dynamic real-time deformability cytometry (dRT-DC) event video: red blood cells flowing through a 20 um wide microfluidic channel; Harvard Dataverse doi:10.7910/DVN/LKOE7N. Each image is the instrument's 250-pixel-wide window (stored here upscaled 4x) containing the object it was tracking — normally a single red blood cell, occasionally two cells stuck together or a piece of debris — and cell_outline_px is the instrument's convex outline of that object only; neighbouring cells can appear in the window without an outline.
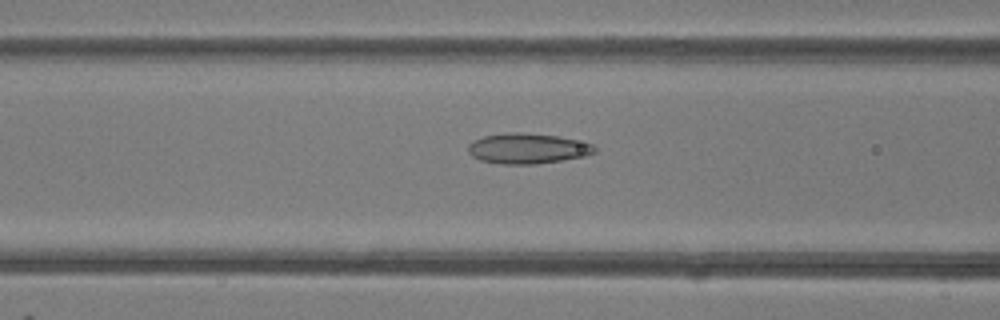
{"species": "common noctule bat (a hibernating species)", "species_latin": "Nyctalus noctula", "temperature_condition": "room temperature", "stored_images_in_passage": 36, "camera_frame_rate_fps": 3000, "um_per_image_px": 0.085, "animal": {"sex": "female"}, "frame": {"image": 1, "passage_image": 10, "time_ms": 3.0, "image_size_px": [1000, 320], "cell_outline_px": [[596, 152], [584, 156], [536, 164], [500, 164], [480, 160], [472, 156], [468, 152], [468, 144], [472, 140], [484, 136], [508, 132], [520, 132], [560, 136], [592, 144], [596, 148]], "centroid_in_image_um": [44.8, 12.61], "position_along_channel_um": 121.8, "area_um2": 22.43}}
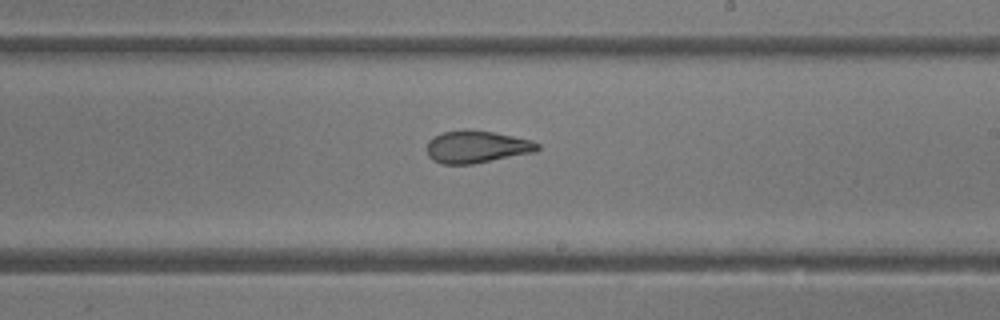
{"frame": {"image": 2, "passage_image": 19, "time_ms": 6.0, "image_size_px": [1000, 320], "cell_outline_px": [[540, 148], [536, 152], [472, 164], [444, 164], [432, 160], [428, 156], [428, 140], [432, 136], [444, 132], [464, 128], [472, 128], [496, 132], [532, 140], [540, 144]], "centroid_in_image_um": [40.53, 12.45], "position_along_channel_um": 248.5, "area_um2": 21.27}}
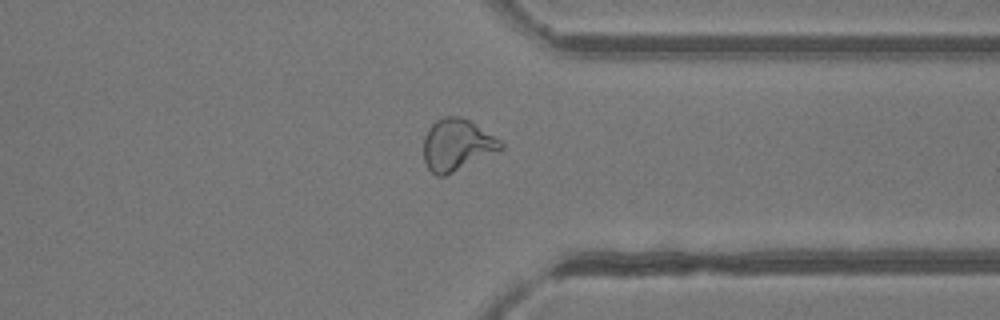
{"frame": {"image": 3, "passage_image": 28, "time_ms": 9.0, "image_size_px": [1000, 320], "cell_outline_px": [[504, 148], [444, 176], [436, 176], [428, 168], [424, 160], [424, 136], [428, 128], [436, 120], [444, 116], [456, 116], [468, 120], [500, 140], [504, 144]], "centroid_in_image_um": [38.81, 12.31], "position_along_channel_um": 372.6, "area_um2": 22.83}}